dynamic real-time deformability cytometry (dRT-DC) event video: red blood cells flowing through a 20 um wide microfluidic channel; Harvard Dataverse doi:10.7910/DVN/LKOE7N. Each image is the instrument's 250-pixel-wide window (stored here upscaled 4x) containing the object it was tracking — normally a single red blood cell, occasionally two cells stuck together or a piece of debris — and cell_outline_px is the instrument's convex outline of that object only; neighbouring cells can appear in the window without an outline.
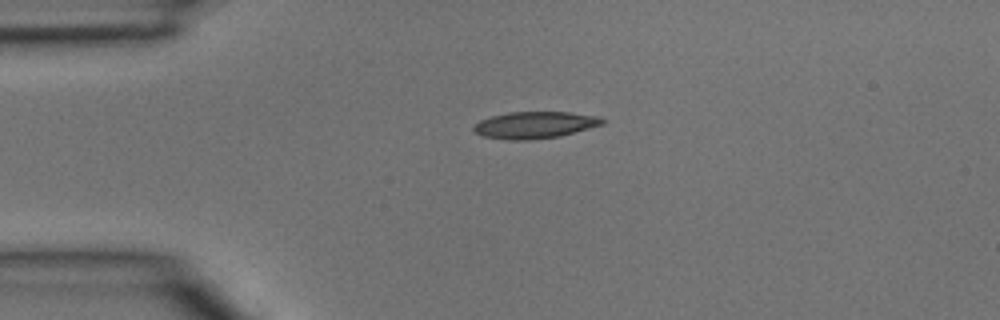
{"species": "common noctule bat (a hibernating species)", "species_latin": "Nyctalus noctula", "temperature_condition": "room temperature", "stored_images_in_passage": 2, "camera_frame_rate_fps": 3000, "um_per_image_px": 0.085, "animal": {"sex": "male", "body_mass_g": 15.6}, "frame": {"image": 1, "passage_image": 1, "time_ms": 0.0, "image_size_px": [1000, 320], "cell_outline_px": [[608, 120], [604, 124], [560, 136], [528, 140], [512, 140], [484, 136], [476, 132], [472, 128], [480, 120], [492, 116], [508, 112], [568, 112], [596, 116]], "centroid_in_image_um": [45.49, 10.62], "position_along_channel_um": 39.5, "area_um2": 19.94}}
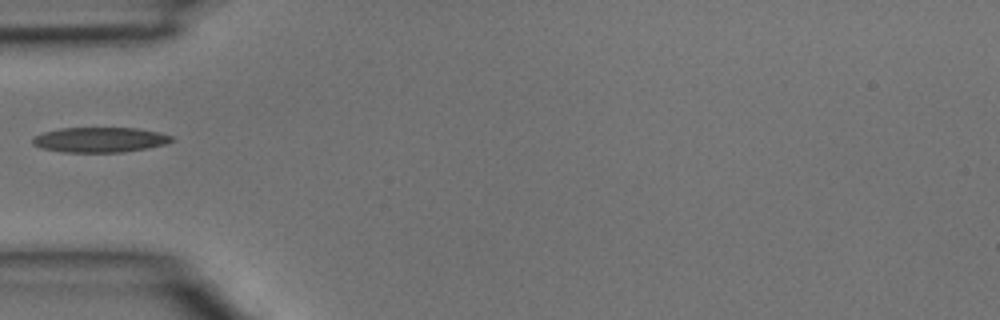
{"frame": {"image": 2, "passage_image": 2, "time_ms": 0.333, "image_size_px": [1000, 320], "cell_outline_px": [[176, 140], [164, 144], [148, 148], [120, 152], [60, 152], [40, 148], [32, 144], [32, 140], [36, 136], [44, 132], [60, 128], [136, 128], [156, 132], [172, 136]], "centroid_in_image_um": [8.47, 11.88], "position_along_channel_um": 76.5, "area_um2": 20.23}}